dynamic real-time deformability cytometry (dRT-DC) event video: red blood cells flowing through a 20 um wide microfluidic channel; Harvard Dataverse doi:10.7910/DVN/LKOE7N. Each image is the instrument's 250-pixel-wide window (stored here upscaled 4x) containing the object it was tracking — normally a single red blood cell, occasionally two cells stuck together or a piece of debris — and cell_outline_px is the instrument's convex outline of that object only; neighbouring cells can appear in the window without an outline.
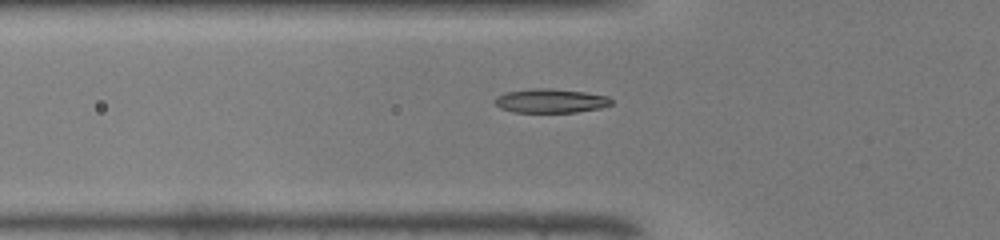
{"species": "common noctule bat (a hibernating species)", "species_latin": "Nyctalus noctula", "temperature_condition": "warm", "stored_images_in_passage": 34, "camera_frame_rate_fps": 3000, "um_per_image_px": 0.085, "animal": {"sex": "male", "body_mass_g": 19.0, "forearm_length_mm": 50.8}, "frame": {"image": 1, "passage_image": 8, "time_ms": 2.333, "image_size_px": [1000, 240], "cell_outline_px": [[612, 104], [600, 108], [576, 112], [512, 112], [500, 108], [492, 100], [496, 96], [504, 92], [532, 88], [548, 88], [584, 92], [608, 96], [612, 100]], "centroid_in_image_um": [46.76, 8.56], "position_along_channel_um": 79.0, "area_um2": 16.42}}
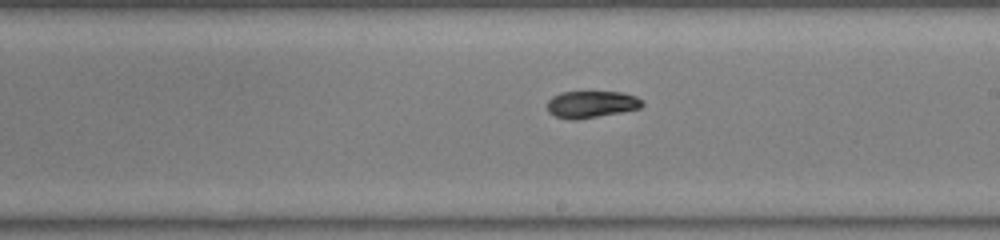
{"frame": {"image": 2, "passage_image": 19, "time_ms": 6.0, "image_size_px": [1000, 240], "cell_outline_px": [[644, 104], [640, 108], [620, 112], [576, 120], [572, 120], [556, 116], [548, 112], [548, 100], [552, 96], [560, 92], [620, 92], [636, 96], [644, 100]], "centroid_in_image_um": [50.27, 8.86], "position_along_channel_um": 238.7, "area_um2": 14.85}}
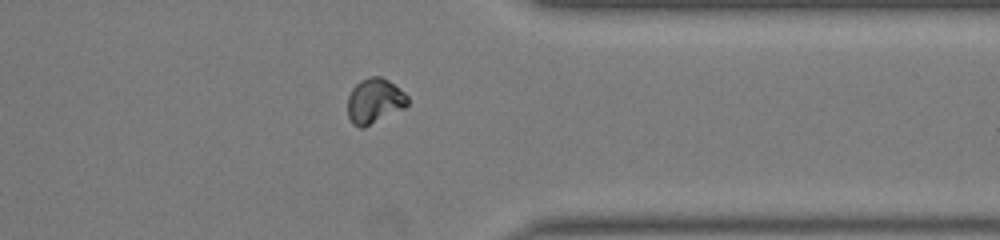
{"frame": {"image": 3, "passage_image": 29, "time_ms": 9.333, "image_size_px": [1000, 240], "cell_outline_px": [[408, 104], [404, 108], [364, 128], [360, 128], [352, 124], [348, 116], [348, 96], [352, 88], [360, 80], [368, 76], [380, 76], [388, 80], [404, 92], [408, 96]], "centroid_in_image_um": [31.82, 8.58], "position_along_channel_um": 379.6, "area_um2": 15.84}}